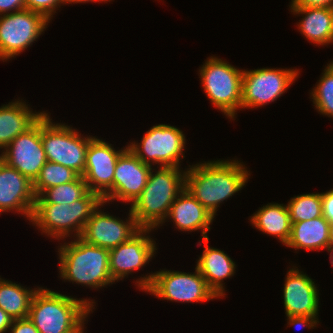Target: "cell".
<instances>
[{
	"label": "cell",
	"mask_w": 333,
	"mask_h": 333,
	"mask_svg": "<svg viewBox=\"0 0 333 333\" xmlns=\"http://www.w3.org/2000/svg\"><path fill=\"white\" fill-rule=\"evenodd\" d=\"M248 172L236 159L189 165L185 173V189L215 217L220 203L246 185Z\"/></svg>",
	"instance_id": "cell-1"
},
{
	"label": "cell",
	"mask_w": 333,
	"mask_h": 333,
	"mask_svg": "<svg viewBox=\"0 0 333 333\" xmlns=\"http://www.w3.org/2000/svg\"><path fill=\"white\" fill-rule=\"evenodd\" d=\"M152 168L146 186L130 211L141 228L157 229L166 221L170 207L185 188V173L178 167ZM157 227V228H156Z\"/></svg>",
	"instance_id": "cell-2"
},
{
	"label": "cell",
	"mask_w": 333,
	"mask_h": 333,
	"mask_svg": "<svg viewBox=\"0 0 333 333\" xmlns=\"http://www.w3.org/2000/svg\"><path fill=\"white\" fill-rule=\"evenodd\" d=\"M93 300L77 299L38 287L28 319L39 333H72L94 309Z\"/></svg>",
	"instance_id": "cell-3"
},
{
	"label": "cell",
	"mask_w": 333,
	"mask_h": 333,
	"mask_svg": "<svg viewBox=\"0 0 333 333\" xmlns=\"http://www.w3.org/2000/svg\"><path fill=\"white\" fill-rule=\"evenodd\" d=\"M74 240L58 248L61 278L93 289L115 283L110 275L109 250L89 244L80 237Z\"/></svg>",
	"instance_id": "cell-4"
},
{
	"label": "cell",
	"mask_w": 333,
	"mask_h": 333,
	"mask_svg": "<svg viewBox=\"0 0 333 333\" xmlns=\"http://www.w3.org/2000/svg\"><path fill=\"white\" fill-rule=\"evenodd\" d=\"M102 202L97 193L89 191L70 204L35 203L30 221L53 239L62 240L70 237L72 232H76L74 237L77 238L81 236L92 212Z\"/></svg>",
	"instance_id": "cell-5"
},
{
	"label": "cell",
	"mask_w": 333,
	"mask_h": 333,
	"mask_svg": "<svg viewBox=\"0 0 333 333\" xmlns=\"http://www.w3.org/2000/svg\"><path fill=\"white\" fill-rule=\"evenodd\" d=\"M136 283L142 291L169 301L193 303L218 298L197 267L193 274L164 269L140 277Z\"/></svg>",
	"instance_id": "cell-6"
},
{
	"label": "cell",
	"mask_w": 333,
	"mask_h": 333,
	"mask_svg": "<svg viewBox=\"0 0 333 333\" xmlns=\"http://www.w3.org/2000/svg\"><path fill=\"white\" fill-rule=\"evenodd\" d=\"M243 71L213 56L199 70V78L210 102L230 119L235 117L237 110H241Z\"/></svg>",
	"instance_id": "cell-7"
},
{
	"label": "cell",
	"mask_w": 333,
	"mask_h": 333,
	"mask_svg": "<svg viewBox=\"0 0 333 333\" xmlns=\"http://www.w3.org/2000/svg\"><path fill=\"white\" fill-rule=\"evenodd\" d=\"M51 120L47 112L41 117V141L47 161L64 165L82 176L89 141L93 137H81L75 128L54 124Z\"/></svg>",
	"instance_id": "cell-8"
},
{
	"label": "cell",
	"mask_w": 333,
	"mask_h": 333,
	"mask_svg": "<svg viewBox=\"0 0 333 333\" xmlns=\"http://www.w3.org/2000/svg\"><path fill=\"white\" fill-rule=\"evenodd\" d=\"M185 135L177 127L158 124L143 135L140 143L130 142L128 148L144 163L152 167L180 168L181 157L184 158Z\"/></svg>",
	"instance_id": "cell-9"
},
{
	"label": "cell",
	"mask_w": 333,
	"mask_h": 333,
	"mask_svg": "<svg viewBox=\"0 0 333 333\" xmlns=\"http://www.w3.org/2000/svg\"><path fill=\"white\" fill-rule=\"evenodd\" d=\"M48 23L44 15L28 9L0 15V60L7 61L27 49Z\"/></svg>",
	"instance_id": "cell-10"
},
{
	"label": "cell",
	"mask_w": 333,
	"mask_h": 333,
	"mask_svg": "<svg viewBox=\"0 0 333 333\" xmlns=\"http://www.w3.org/2000/svg\"><path fill=\"white\" fill-rule=\"evenodd\" d=\"M298 75L297 69L244 70L241 109L258 108L274 102L286 92Z\"/></svg>",
	"instance_id": "cell-11"
},
{
	"label": "cell",
	"mask_w": 333,
	"mask_h": 333,
	"mask_svg": "<svg viewBox=\"0 0 333 333\" xmlns=\"http://www.w3.org/2000/svg\"><path fill=\"white\" fill-rule=\"evenodd\" d=\"M1 155L2 161L8 166L34 182L47 162L41 141V118L26 132L18 135L2 150Z\"/></svg>",
	"instance_id": "cell-12"
},
{
	"label": "cell",
	"mask_w": 333,
	"mask_h": 333,
	"mask_svg": "<svg viewBox=\"0 0 333 333\" xmlns=\"http://www.w3.org/2000/svg\"><path fill=\"white\" fill-rule=\"evenodd\" d=\"M103 205L104 202L92 212L80 238L89 244L111 250L129 240L141 227L130 210L128 219L124 221L99 210Z\"/></svg>",
	"instance_id": "cell-13"
},
{
	"label": "cell",
	"mask_w": 333,
	"mask_h": 333,
	"mask_svg": "<svg viewBox=\"0 0 333 333\" xmlns=\"http://www.w3.org/2000/svg\"><path fill=\"white\" fill-rule=\"evenodd\" d=\"M127 148L116 151L111 144L95 137L89 141L82 175L89 191L103 198L113 188L116 162Z\"/></svg>",
	"instance_id": "cell-14"
},
{
	"label": "cell",
	"mask_w": 333,
	"mask_h": 333,
	"mask_svg": "<svg viewBox=\"0 0 333 333\" xmlns=\"http://www.w3.org/2000/svg\"><path fill=\"white\" fill-rule=\"evenodd\" d=\"M152 167L144 164L129 148L118 158L113 177V188L102 198L134 202L147 184Z\"/></svg>",
	"instance_id": "cell-15"
},
{
	"label": "cell",
	"mask_w": 333,
	"mask_h": 333,
	"mask_svg": "<svg viewBox=\"0 0 333 333\" xmlns=\"http://www.w3.org/2000/svg\"><path fill=\"white\" fill-rule=\"evenodd\" d=\"M151 230L154 229L141 228L125 243L109 250V269L114 282L145 266L154 256L156 243L147 235Z\"/></svg>",
	"instance_id": "cell-16"
},
{
	"label": "cell",
	"mask_w": 333,
	"mask_h": 333,
	"mask_svg": "<svg viewBox=\"0 0 333 333\" xmlns=\"http://www.w3.org/2000/svg\"><path fill=\"white\" fill-rule=\"evenodd\" d=\"M36 196L33 182L15 168L0 161V213L16 211L31 220Z\"/></svg>",
	"instance_id": "cell-17"
},
{
	"label": "cell",
	"mask_w": 333,
	"mask_h": 333,
	"mask_svg": "<svg viewBox=\"0 0 333 333\" xmlns=\"http://www.w3.org/2000/svg\"><path fill=\"white\" fill-rule=\"evenodd\" d=\"M288 270L283 288L286 316L318 317L319 290L313 279L298 268Z\"/></svg>",
	"instance_id": "cell-18"
},
{
	"label": "cell",
	"mask_w": 333,
	"mask_h": 333,
	"mask_svg": "<svg viewBox=\"0 0 333 333\" xmlns=\"http://www.w3.org/2000/svg\"><path fill=\"white\" fill-rule=\"evenodd\" d=\"M166 219H172L181 231L202 230V239H207L214 216L184 188L170 207Z\"/></svg>",
	"instance_id": "cell-19"
},
{
	"label": "cell",
	"mask_w": 333,
	"mask_h": 333,
	"mask_svg": "<svg viewBox=\"0 0 333 333\" xmlns=\"http://www.w3.org/2000/svg\"><path fill=\"white\" fill-rule=\"evenodd\" d=\"M206 246L201 257L197 260L196 267L206 280L208 287L220 298L225 296V287L222 283L226 278L235 274V262L220 249L208 246L209 238L202 239Z\"/></svg>",
	"instance_id": "cell-20"
},
{
	"label": "cell",
	"mask_w": 333,
	"mask_h": 333,
	"mask_svg": "<svg viewBox=\"0 0 333 333\" xmlns=\"http://www.w3.org/2000/svg\"><path fill=\"white\" fill-rule=\"evenodd\" d=\"M28 106L21 99L0 107V149L30 129L46 112H33Z\"/></svg>",
	"instance_id": "cell-21"
},
{
	"label": "cell",
	"mask_w": 333,
	"mask_h": 333,
	"mask_svg": "<svg viewBox=\"0 0 333 333\" xmlns=\"http://www.w3.org/2000/svg\"><path fill=\"white\" fill-rule=\"evenodd\" d=\"M293 14H304L298 24L300 33L316 45L333 43V8H290Z\"/></svg>",
	"instance_id": "cell-22"
},
{
	"label": "cell",
	"mask_w": 333,
	"mask_h": 333,
	"mask_svg": "<svg viewBox=\"0 0 333 333\" xmlns=\"http://www.w3.org/2000/svg\"><path fill=\"white\" fill-rule=\"evenodd\" d=\"M328 220L321 216L291 224V235L285 246L305 250H321L329 246Z\"/></svg>",
	"instance_id": "cell-23"
},
{
	"label": "cell",
	"mask_w": 333,
	"mask_h": 333,
	"mask_svg": "<svg viewBox=\"0 0 333 333\" xmlns=\"http://www.w3.org/2000/svg\"><path fill=\"white\" fill-rule=\"evenodd\" d=\"M250 222L264 234L275 236L286 245L291 235V222L287 205L269 203L261 207Z\"/></svg>",
	"instance_id": "cell-24"
},
{
	"label": "cell",
	"mask_w": 333,
	"mask_h": 333,
	"mask_svg": "<svg viewBox=\"0 0 333 333\" xmlns=\"http://www.w3.org/2000/svg\"><path fill=\"white\" fill-rule=\"evenodd\" d=\"M37 291L0 278V308L13 320L27 318Z\"/></svg>",
	"instance_id": "cell-25"
},
{
	"label": "cell",
	"mask_w": 333,
	"mask_h": 333,
	"mask_svg": "<svg viewBox=\"0 0 333 333\" xmlns=\"http://www.w3.org/2000/svg\"><path fill=\"white\" fill-rule=\"evenodd\" d=\"M89 192L88 186L82 176L74 181L53 186L44 190L36 197L35 203L70 204L83 198Z\"/></svg>",
	"instance_id": "cell-26"
},
{
	"label": "cell",
	"mask_w": 333,
	"mask_h": 333,
	"mask_svg": "<svg viewBox=\"0 0 333 333\" xmlns=\"http://www.w3.org/2000/svg\"><path fill=\"white\" fill-rule=\"evenodd\" d=\"M79 175L72 169L47 161L41 168L38 177L33 182L35 196H39L44 190L74 181Z\"/></svg>",
	"instance_id": "cell-27"
},
{
	"label": "cell",
	"mask_w": 333,
	"mask_h": 333,
	"mask_svg": "<svg viewBox=\"0 0 333 333\" xmlns=\"http://www.w3.org/2000/svg\"><path fill=\"white\" fill-rule=\"evenodd\" d=\"M286 205L291 224L323 216L322 193L301 194L290 199Z\"/></svg>",
	"instance_id": "cell-28"
},
{
	"label": "cell",
	"mask_w": 333,
	"mask_h": 333,
	"mask_svg": "<svg viewBox=\"0 0 333 333\" xmlns=\"http://www.w3.org/2000/svg\"><path fill=\"white\" fill-rule=\"evenodd\" d=\"M323 71L319 82L311 91L313 106L322 115L333 117V61Z\"/></svg>",
	"instance_id": "cell-29"
},
{
	"label": "cell",
	"mask_w": 333,
	"mask_h": 333,
	"mask_svg": "<svg viewBox=\"0 0 333 333\" xmlns=\"http://www.w3.org/2000/svg\"><path fill=\"white\" fill-rule=\"evenodd\" d=\"M61 4L64 0H25V9L41 13L50 21Z\"/></svg>",
	"instance_id": "cell-30"
},
{
	"label": "cell",
	"mask_w": 333,
	"mask_h": 333,
	"mask_svg": "<svg viewBox=\"0 0 333 333\" xmlns=\"http://www.w3.org/2000/svg\"><path fill=\"white\" fill-rule=\"evenodd\" d=\"M291 8H333V0H291Z\"/></svg>",
	"instance_id": "cell-31"
},
{
	"label": "cell",
	"mask_w": 333,
	"mask_h": 333,
	"mask_svg": "<svg viewBox=\"0 0 333 333\" xmlns=\"http://www.w3.org/2000/svg\"><path fill=\"white\" fill-rule=\"evenodd\" d=\"M9 331L10 333H39L36 326L28 319V317L13 320Z\"/></svg>",
	"instance_id": "cell-32"
},
{
	"label": "cell",
	"mask_w": 333,
	"mask_h": 333,
	"mask_svg": "<svg viewBox=\"0 0 333 333\" xmlns=\"http://www.w3.org/2000/svg\"><path fill=\"white\" fill-rule=\"evenodd\" d=\"M288 325L296 326L298 329L303 327L313 328L319 323L317 317L311 316H287Z\"/></svg>",
	"instance_id": "cell-33"
},
{
	"label": "cell",
	"mask_w": 333,
	"mask_h": 333,
	"mask_svg": "<svg viewBox=\"0 0 333 333\" xmlns=\"http://www.w3.org/2000/svg\"><path fill=\"white\" fill-rule=\"evenodd\" d=\"M322 213L329 223L333 222V189L322 193Z\"/></svg>",
	"instance_id": "cell-34"
},
{
	"label": "cell",
	"mask_w": 333,
	"mask_h": 333,
	"mask_svg": "<svg viewBox=\"0 0 333 333\" xmlns=\"http://www.w3.org/2000/svg\"><path fill=\"white\" fill-rule=\"evenodd\" d=\"M24 9L25 0H0V15L14 13Z\"/></svg>",
	"instance_id": "cell-35"
},
{
	"label": "cell",
	"mask_w": 333,
	"mask_h": 333,
	"mask_svg": "<svg viewBox=\"0 0 333 333\" xmlns=\"http://www.w3.org/2000/svg\"><path fill=\"white\" fill-rule=\"evenodd\" d=\"M13 319L0 308V333L9 332Z\"/></svg>",
	"instance_id": "cell-36"
},
{
	"label": "cell",
	"mask_w": 333,
	"mask_h": 333,
	"mask_svg": "<svg viewBox=\"0 0 333 333\" xmlns=\"http://www.w3.org/2000/svg\"><path fill=\"white\" fill-rule=\"evenodd\" d=\"M110 2V1H112V0H64V4H67V3H69V4H72V3H86V2Z\"/></svg>",
	"instance_id": "cell-37"
},
{
	"label": "cell",
	"mask_w": 333,
	"mask_h": 333,
	"mask_svg": "<svg viewBox=\"0 0 333 333\" xmlns=\"http://www.w3.org/2000/svg\"><path fill=\"white\" fill-rule=\"evenodd\" d=\"M329 245H333V222L329 225Z\"/></svg>",
	"instance_id": "cell-38"
},
{
	"label": "cell",
	"mask_w": 333,
	"mask_h": 333,
	"mask_svg": "<svg viewBox=\"0 0 333 333\" xmlns=\"http://www.w3.org/2000/svg\"><path fill=\"white\" fill-rule=\"evenodd\" d=\"M84 324L85 322L83 321L72 333H84Z\"/></svg>",
	"instance_id": "cell-39"
},
{
	"label": "cell",
	"mask_w": 333,
	"mask_h": 333,
	"mask_svg": "<svg viewBox=\"0 0 333 333\" xmlns=\"http://www.w3.org/2000/svg\"><path fill=\"white\" fill-rule=\"evenodd\" d=\"M326 249L330 252L331 265L333 266V245H329Z\"/></svg>",
	"instance_id": "cell-40"
}]
</instances>
